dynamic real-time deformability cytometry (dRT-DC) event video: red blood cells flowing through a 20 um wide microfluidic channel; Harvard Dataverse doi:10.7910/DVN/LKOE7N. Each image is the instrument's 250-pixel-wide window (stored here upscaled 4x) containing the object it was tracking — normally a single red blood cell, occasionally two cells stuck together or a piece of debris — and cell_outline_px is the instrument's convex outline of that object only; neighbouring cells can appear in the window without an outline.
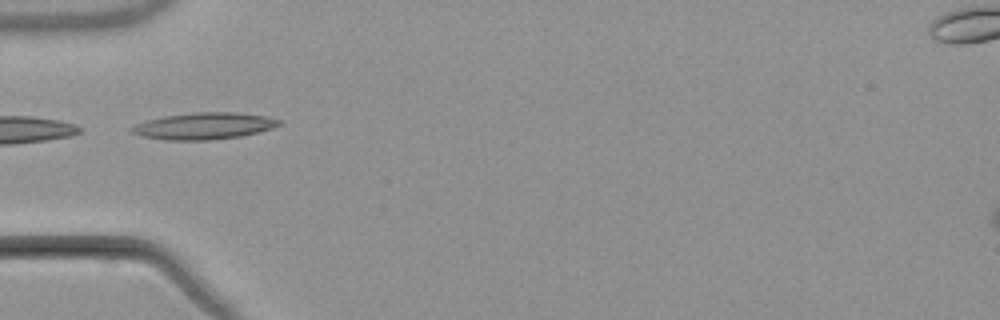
{"species": "common noctule bat (a hibernating species)", "species_latin": "Nyctalus noctula", "temperature_condition": "warm", "stored_images_in_passage": 6, "camera_frame_rate_fps": 3000, "um_per_image_px": 0.085, "animal": {"sex": "male", "body_mass_g": 21.5, "forearm_length_mm": 52.0}, "frame": {"image": 1, "passage_image": 5, "time_ms": 5.667, "image_size_px": [1000, 320], "cell_outline_px": [[280, 124], [272, 128], [240, 136], [208, 140], [168, 140], [140, 136], [132, 132], [128, 128], [136, 124], [148, 120], [164, 116], [192, 112], [236, 112], [268, 116], [280, 120]], "centroid_in_image_um": [17.32, 10.7], "position_along_channel_um": 67.7, "area_um2": 22.83}}
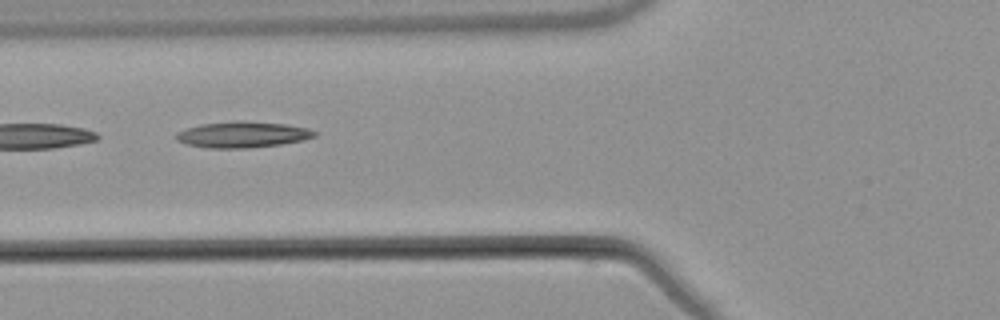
{"frame": {"image": 2, "passage_image": 6, "time_ms": 6.667, "image_size_px": [1000, 320], "cell_outline_px": [[316, 136], [304, 140], [280, 144], [244, 148], [208, 148], [188, 144], [176, 140], [176, 132], [200, 124], [236, 120], [244, 120], [288, 124], [308, 128], [316, 132]], "centroid_in_image_um": [20.63, 11.42], "position_along_channel_um": 105.2, "area_um2": 21.1}}